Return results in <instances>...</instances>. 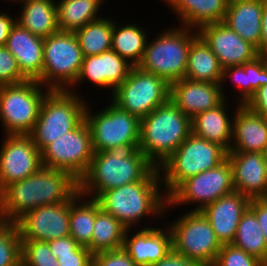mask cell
<instances>
[{
  "label": "cell",
  "instance_id": "obj_1",
  "mask_svg": "<svg viewBox=\"0 0 267 266\" xmlns=\"http://www.w3.org/2000/svg\"><path fill=\"white\" fill-rule=\"evenodd\" d=\"M78 191L79 181L69 172L42 166L29 177L0 191V220L16 222L26 212L65 202Z\"/></svg>",
  "mask_w": 267,
  "mask_h": 266
},
{
  "label": "cell",
  "instance_id": "obj_2",
  "mask_svg": "<svg viewBox=\"0 0 267 266\" xmlns=\"http://www.w3.org/2000/svg\"><path fill=\"white\" fill-rule=\"evenodd\" d=\"M139 144L94 152L87 172L79 180V192L96 199L106 190L143 180L156 166L142 153Z\"/></svg>",
  "mask_w": 267,
  "mask_h": 266
},
{
  "label": "cell",
  "instance_id": "obj_3",
  "mask_svg": "<svg viewBox=\"0 0 267 266\" xmlns=\"http://www.w3.org/2000/svg\"><path fill=\"white\" fill-rule=\"evenodd\" d=\"M96 200L105 212L114 216L127 229H140V223L148 216H155L154 219H160L159 222L167 217L164 214L168 197L162 188L158 167L143 180L106 190Z\"/></svg>",
  "mask_w": 267,
  "mask_h": 266
},
{
  "label": "cell",
  "instance_id": "obj_4",
  "mask_svg": "<svg viewBox=\"0 0 267 266\" xmlns=\"http://www.w3.org/2000/svg\"><path fill=\"white\" fill-rule=\"evenodd\" d=\"M191 133V118L168 99L141 119L139 149L159 167Z\"/></svg>",
  "mask_w": 267,
  "mask_h": 266
},
{
  "label": "cell",
  "instance_id": "obj_5",
  "mask_svg": "<svg viewBox=\"0 0 267 266\" xmlns=\"http://www.w3.org/2000/svg\"><path fill=\"white\" fill-rule=\"evenodd\" d=\"M199 36L198 30L186 26L167 27L146 43L138 67L163 78L169 85L185 77L191 43Z\"/></svg>",
  "mask_w": 267,
  "mask_h": 266
},
{
  "label": "cell",
  "instance_id": "obj_6",
  "mask_svg": "<svg viewBox=\"0 0 267 266\" xmlns=\"http://www.w3.org/2000/svg\"><path fill=\"white\" fill-rule=\"evenodd\" d=\"M226 159L222 146L191 133L158 167L165 195L168 197L187 178L214 169Z\"/></svg>",
  "mask_w": 267,
  "mask_h": 266
},
{
  "label": "cell",
  "instance_id": "obj_7",
  "mask_svg": "<svg viewBox=\"0 0 267 266\" xmlns=\"http://www.w3.org/2000/svg\"><path fill=\"white\" fill-rule=\"evenodd\" d=\"M86 96L69 90H50L44 97L39 116L30 133L42 151L66 132L75 129L84 119L88 104Z\"/></svg>",
  "mask_w": 267,
  "mask_h": 266
},
{
  "label": "cell",
  "instance_id": "obj_8",
  "mask_svg": "<svg viewBox=\"0 0 267 266\" xmlns=\"http://www.w3.org/2000/svg\"><path fill=\"white\" fill-rule=\"evenodd\" d=\"M50 89L36 80L0 86V126L6 134H30Z\"/></svg>",
  "mask_w": 267,
  "mask_h": 266
},
{
  "label": "cell",
  "instance_id": "obj_9",
  "mask_svg": "<svg viewBox=\"0 0 267 266\" xmlns=\"http://www.w3.org/2000/svg\"><path fill=\"white\" fill-rule=\"evenodd\" d=\"M74 32L58 31L44 38L41 84L50 90H69L83 62Z\"/></svg>",
  "mask_w": 267,
  "mask_h": 266
},
{
  "label": "cell",
  "instance_id": "obj_10",
  "mask_svg": "<svg viewBox=\"0 0 267 266\" xmlns=\"http://www.w3.org/2000/svg\"><path fill=\"white\" fill-rule=\"evenodd\" d=\"M172 234V249L202 266H213L222 247L201 211H185L166 222Z\"/></svg>",
  "mask_w": 267,
  "mask_h": 266
},
{
  "label": "cell",
  "instance_id": "obj_11",
  "mask_svg": "<svg viewBox=\"0 0 267 266\" xmlns=\"http://www.w3.org/2000/svg\"><path fill=\"white\" fill-rule=\"evenodd\" d=\"M234 191L232 166L226 159L214 169L206 170L183 181L169 196L165 208L192 206L190 211H201L208 204ZM197 204V205H196Z\"/></svg>",
  "mask_w": 267,
  "mask_h": 266
},
{
  "label": "cell",
  "instance_id": "obj_12",
  "mask_svg": "<svg viewBox=\"0 0 267 266\" xmlns=\"http://www.w3.org/2000/svg\"><path fill=\"white\" fill-rule=\"evenodd\" d=\"M91 107L88 103L85 121L91 132L94 152L108 151L117 145L140 143L141 120L138 117L121 110L112 101L98 112Z\"/></svg>",
  "mask_w": 267,
  "mask_h": 266
},
{
  "label": "cell",
  "instance_id": "obj_13",
  "mask_svg": "<svg viewBox=\"0 0 267 266\" xmlns=\"http://www.w3.org/2000/svg\"><path fill=\"white\" fill-rule=\"evenodd\" d=\"M170 96V85L152 73L132 67L123 83L109 96L121 110L140 120L164 104Z\"/></svg>",
  "mask_w": 267,
  "mask_h": 266
},
{
  "label": "cell",
  "instance_id": "obj_14",
  "mask_svg": "<svg viewBox=\"0 0 267 266\" xmlns=\"http://www.w3.org/2000/svg\"><path fill=\"white\" fill-rule=\"evenodd\" d=\"M94 150L85 119L73 130L48 144L41 151L43 167L69 172L78 181L87 172Z\"/></svg>",
  "mask_w": 267,
  "mask_h": 266
},
{
  "label": "cell",
  "instance_id": "obj_15",
  "mask_svg": "<svg viewBox=\"0 0 267 266\" xmlns=\"http://www.w3.org/2000/svg\"><path fill=\"white\" fill-rule=\"evenodd\" d=\"M0 146V191L23 180L42 167L41 151L30 134L2 135Z\"/></svg>",
  "mask_w": 267,
  "mask_h": 266
},
{
  "label": "cell",
  "instance_id": "obj_16",
  "mask_svg": "<svg viewBox=\"0 0 267 266\" xmlns=\"http://www.w3.org/2000/svg\"><path fill=\"white\" fill-rule=\"evenodd\" d=\"M79 194L78 191L65 202L40 206L26 212L16 221L21 240L47 242L69 236L70 203Z\"/></svg>",
  "mask_w": 267,
  "mask_h": 266
},
{
  "label": "cell",
  "instance_id": "obj_17",
  "mask_svg": "<svg viewBox=\"0 0 267 266\" xmlns=\"http://www.w3.org/2000/svg\"><path fill=\"white\" fill-rule=\"evenodd\" d=\"M133 66L120 57L115 51L109 50L99 55L83 57V62L75 84L70 92L78 93V86L84 81L98 88L108 89L110 96L123 83ZM76 90V91H75Z\"/></svg>",
  "mask_w": 267,
  "mask_h": 266
},
{
  "label": "cell",
  "instance_id": "obj_18",
  "mask_svg": "<svg viewBox=\"0 0 267 266\" xmlns=\"http://www.w3.org/2000/svg\"><path fill=\"white\" fill-rule=\"evenodd\" d=\"M198 33L217 56L223 68L243 65L259 56L254 45L243 40L224 22L202 25Z\"/></svg>",
  "mask_w": 267,
  "mask_h": 266
},
{
  "label": "cell",
  "instance_id": "obj_19",
  "mask_svg": "<svg viewBox=\"0 0 267 266\" xmlns=\"http://www.w3.org/2000/svg\"><path fill=\"white\" fill-rule=\"evenodd\" d=\"M122 249L137 266H149L172 249V234L166 223L159 228L147 225L140 229H127Z\"/></svg>",
  "mask_w": 267,
  "mask_h": 266
},
{
  "label": "cell",
  "instance_id": "obj_20",
  "mask_svg": "<svg viewBox=\"0 0 267 266\" xmlns=\"http://www.w3.org/2000/svg\"><path fill=\"white\" fill-rule=\"evenodd\" d=\"M232 166L234 190L254 198H267V160L263 153L227 152Z\"/></svg>",
  "mask_w": 267,
  "mask_h": 266
},
{
  "label": "cell",
  "instance_id": "obj_21",
  "mask_svg": "<svg viewBox=\"0 0 267 266\" xmlns=\"http://www.w3.org/2000/svg\"><path fill=\"white\" fill-rule=\"evenodd\" d=\"M169 99L189 118L220 105L225 97L219 83L183 78L170 84Z\"/></svg>",
  "mask_w": 267,
  "mask_h": 266
},
{
  "label": "cell",
  "instance_id": "obj_22",
  "mask_svg": "<svg viewBox=\"0 0 267 266\" xmlns=\"http://www.w3.org/2000/svg\"><path fill=\"white\" fill-rule=\"evenodd\" d=\"M250 201L249 197L234 190L201 210L221 245L233 243L238 224Z\"/></svg>",
  "mask_w": 267,
  "mask_h": 266
},
{
  "label": "cell",
  "instance_id": "obj_23",
  "mask_svg": "<svg viewBox=\"0 0 267 266\" xmlns=\"http://www.w3.org/2000/svg\"><path fill=\"white\" fill-rule=\"evenodd\" d=\"M5 47L15 56L21 73L41 84L44 38L31 33L19 23L13 26Z\"/></svg>",
  "mask_w": 267,
  "mask_h": 266
},
{
  "label": "cell",
  "instance_id": "obj_24",
  "mask_svg": "<svg viewBox=\"0 0 267 266\" xmlns=\"http://www.w3.org/2000/svg\"><path fill=\"white\" fill-rule=\"evenodd\" d=\"M267 144V119L240 105L234 113L230 151L262 153Z\"/></svg>",
  "mask_w": 267,
  "mask_h": 266
},
{
  "label": "cell",
  "instance_id": "obj_25",
  "mask_svg": "<svg viewBox=\"0 0 267 266\" xmlns=\"http://www.w3.org/2000/svg\"><path fill=\"white\" fill-rule=\"evenodd\" d=\"M225 99L215 108L201 112L191 119L192 133L222 146L227 152L230 151L233 130V118L235 110L241 105L237 103L234 112L230 115ZM230 115V116H229Z\"/></svg>",
  "mask_w": 267,
  "mask_h": 266
},
{
  "label": "cell",
  "instance_id": "obj_26",
  "mask_svg": "<svg viewBox=\"0 0 267 266\" xmlns=\"http://www.w3.org/2000/svg\"><path fill=\"white\" fill-rule=\"evenodd\" d=\"M177 16L181 26L199 29L202 25L223 22L229 0H162Z\"/></svg>",
  "mask_w": 267,
  "mask_h": 266
},
{
  "label": "cell",
  "instance_id": "obj_27",
  "mask_svg": "<svg viewBox=\"0 0 267 266\" xmlns=\"http://www.w3.org/2000/svg\"><path fill=\"white\" fill-rule=\"evenodd\" d=\"M265 0H229L223 20L243 40L257 47L261 37V17Z\"/></svg>",
  "mask_w": 267,
  "mask_h": 266
},
{
  "label": "cell",
  "instance_id": "obj_28",
  "mask_svg": "<svg viewBox=\"0 0 267 266\" xmlns=\"http://www.w3.org/2000/svg\"><path fill=\"white\" fill-rule=\"evenodd\" d=\"M56 1L20 0L16 3L21 6V11L17 14V23L42 38L55 34L59 31Z\"/></svg>",
  "mask_w": 267,
  "mask_h": 266
},
{
  "label": "cell",
  "instance_id": "obj_29",
  "mask_svg": "<svg viewBox=\"0 0 267 266\" xmlns=\"http://www.w3.org/2000/svg\"><path fill=\"white\" fill-rule=\"evenodd\" d=\"M116 21H113L111 50L136 67L143 58L146 43L151 33H149V29L145 30V27L140 26L141 24L137 25V23L132 22L127 24L126 22L122 25L117 24Z\"/></svg>",
  "mask_w": 267,
  "mask_h": 266
},
{
  "label": "cell",
  "instance_id": "obj_30",
  "mask_svg": "<svg viewBox=\"0 0 267 266\" xmlns=\"http://www.w3.org/2000/svg\"><path fill=\"white\" fill-rule=\"evenodd\" d=\"M223 67L217 56L206 42L198 36L190 45L186 79L209 83H219L222 78Z\"/></svg>",
  "mask_w": 267,
  "mask_h": 266
},
{
  "label": "cell",
  "instance_id": "obj_31",
  "mask_svg": "<svg viewBox=\"0 0 267 266\" xmlns=\"http://www.w3.org/2000/svg\"><path fill=\"white\" fill-rule=\"evenodd\" d=\"M105 3V0H58L59 31L75 32L87 23L102 18L99 13H102L100 10Z\"/></svg>",
  "mask_w": 267,
  "mask_h": 266
},
{
  "label": "cell",
  "instance_id": "obj_32",
  "mask_svg": "<svg viewBox=\"0 0 267 266\" xmlns=\"http://www.w3.org/2000/svg\"><path fill=\"white\" fill-rule=\"evenodd\" d=\"M126 230L127 228L114 216L105 212L97 201V214L92 232V242L87 248L93 254L121 249Z\"/></svg>",
  "mask_w": 267,
  "mask_h": 266
},
{
  "label": "cell",
  "instance_id": "obj_33",
  "mask_svg": "<svg viewBox=\"0 0 267 266\" xmlns=\"http://www.w3.org/2000/svg\"><path fill=\"white\" fill-rule=\"evenodd\" d=\"M97 214V200L81 193L70 203V236L81 246L92 242V232Z\"/></svg>",
  "mask_w": 267,
  "mask_h": 266
},
{
  "label": "cell",
  "instance_id": "obj_34",
  "mask_svg": "<svg viewBox=\"0 0 267 266\" xmlns=\"http://www.w3.org/2000/svg\"><path fill=\"white\" fill-rule=\"evenodd\" d=\"M102 18L89 22L74 32L84 57L99 55L111 50L113 31L112 18Z\"/></svg>",
  "mask_w": 267,
  "mask_h": 266
},
{
  "label": "cell",
  "instance_id": "obj_35",
  "mask_svg": "<svg viewBox=\"0 0 267 266\" xmlns=\"http://www.w3.org/2000/svg\"><path fill=\"white\" fill-rule=\"evenodd\" d=\"M232 244L267 265L266 239L255 213L249 207L241 217Z\"/></svg>",
  "mask_w": 267,
  "mask_h": 266
},
{
  "label": "cell",
  "instance_id": "obj_36",
  "mask_svg": "<svg viewBox=\"0 0 267 266\" xmlns=\"http://www.w3.org/2000/svg\"><path fill=\"white\" fill-rule=\"evenodd\" d=\"M21 247L16 222L0 220V266H21Z\"/></svg>",
  "mask_w": 267,
  "mask_h": 266
},
{
  "label": "cell",
  "instance_id": "obj_37",
  "mask_svg": "<svg viewBox=\"0 0 267 266\" xmlns=\"http://www.w3.org/2000/svg\"><path fill=\"white\" fill-rule=\"evenodd\" d=\"M21 266H59L48 243L38 240H21Z\"/></svg>",
  "mask_w": 267,
  "mask_h": 266
},
{
  "label": "cell",
  "instance_id": "obj_38",
  "mask_svg": "<svg viewBox=\"0 0 267 266\" xmlns=\"http://www.w3.org/2000/svg\"><path fill=\"white\" fill-rule=\"evenodd\" d=\"M213 266H267L233 244L222 245Z\"/></svg>",
  "mask_w": 267,
  "mask_h": 266
},
{
  "label": "cell",
  "instance_id": "obj_39",
  "mask_svg": "<svg viewBox=\"0 0 267 266\" xmlns=\"http://www.w3.org/2000/svg\"><path fill=\"white\" fill-rule=\"evenodd\" d=\"M245 70V104L262 86L267 85V72L264 69V56H257L254 60L244 63Z\"/></svg>",
  "mask_w": 267,
  "mask_h": 266
},
{
  "label": "cell",
  "instance_id": "obj_40",
  "mask_svg": "<svg viewBox=\"0 0 267 266\" xmlns=\"http://www.w3.org/2000/svg\"><path fill=\"white\" fill-rule=\"evenodd\" d=\"M28 80L20 71L15 56L0 46V86L17 84Z\"/></svg>",
  "mask_w": 267,
  "mask_h": 266
},
{
  "label": "cell",
  "instance_id": "obj_41",
  "mask_svg": "<svg viewBox=\"0 0 267 266\" xmlns=\"http://www.w3.org/2000/svg\"><path fill=\"white\" fill-rule=\"evenodd\" d=\"M230 80L231 83H233V89H235L237 92L236 96L234 97L235 100V104L239 103L241 105H245V70L243 68L242 65H232V66H228V67H224L223 68V72H222V78H221V82H220V86L222 89V94L225 97V99H229L227 98L228 96L225 95V92L223 89H225L223 86L227 85L224 84L226 83V80ZM238 95V96H237Z\"/></svg>",
  "mask_w": 267,
  "mask_h": 266
},
{
  "label": "cell",
  "instance_id": "obj_42",
  "mask_svg": "<svg viewBox=\"0 0 267 266\" xmlns=\"http://www.w3.org/2000/svg\"><path fill=\"white\" fill-rule=\"evenodd\" d=\"M92 266H137L121 248L93 254Z\"/></svg>",
  "mask_w": 267,
  "mask_h": 266
},
{
  "label": "cell",
  "instance_id": "obj_43",
  "mask_svg": "<svg viewBox=\"0 0 267 266\" xmlns=\"http://www.w3.org/2000/svg\"><path fill=\"white\" fill-rule=\"evenodd\" d=\"M93 253L79 245L71 254L58 255L59 266H92Z\"/></svg>",
  "mask_w": 267,
  "mask_h": 266
},
{
  "label": "cell",
  "instance_id": "obj_44",
  "mask_svg": "<svg viewBox=\"0 0 267 266\" xmlns=\"http://www.w3.org/2000/svg\"><path fill=\"white\" fill-rule=\"evenodd\" d=\"M245 105L267 119V85L260 87Z\"/></svg>",
  "mask_w": 267,
  "mask_h": 266
},
{
  "label": "cell",
  "instance_id": "obj_45",
  "mask_svg": "<svg viewBox=\"0 0 267 266\" xmlns=\"http://www.w3.org/2000/svg\"><path fill=\"white\" fill-rule=\"evenodd\" d=\"M52 254L57 258L58 255L71 254L79 244L69 235L64 238L47 241Z\"/></svg>",
  "mask_w": 267,
  "mask_h": 266
},
{
  "label": "cell",
  "instance_id": "obj_46",
  "mask_svg": "<svg viewBox=\"0 0 267 266\" xmlns=\"http://www.w3.org/2000/svg\"><path fill=\"white\" fill-rule=\"evenodd\" d=\"M149 266H202L199 262L191 260L171 249L161 260Z\"/></svg>",
  "mask_w": 267,
  "mask_h": 266
},
{
  "label": "cell",
  "instance_id": "obj_47",
  "mask_svg": "<svg viewBox=\"0 0 267 266\" xmlns=\"http://www.w3.org/2000/svg\"><path fill=\"white\" fill-rule=\"evenodd\" d=\"M249 208L255 213L267 244V198L251 199Z\"/></svg>",
  "mask_w": 267,
  "mask_h": 266
},
{
  "label": "cell",
  "instance_id": "obj_48",
  "mask_svg": "<svg viewBox=\"0 0 267 266\" xmlns=\"http://www.w3.org/2000/svg\"><path fill=\"white\" fill-rule=\"evenodd\" d=\"M0 11V46H5L9 33L17 22V16H11L7 11L6 13Z\"/></svg>",
  "mask_w": 267,
  "mask_h": 266
},
{
  "label": "cell",
  "instance_id": "obj_49",
  "mask_svg": "<svg viewBox=\"0 0 267 266\" xmlns=\"http://www.w3.org/2000/svg\"><path fill=\"white\" fill-rule=\"evenodd\" d=\"M256 50L259 56L267 55V0L264 1L261 17V37Z\"/></svg>",
  "mask_w": 267,
  "mask_h": 266
},
{
  "label": "cell",
  "instance_id": "obj_50",
  "mask_svg": "<svg viewBox=\"0 0 267 266\" xmlns=\"http://www.w3.org/2000/svg\"><path fill=\"white\" fill-rule=\"evenodd\" d=\"M262 153H263L264 158L267 160V144L265 145V148Z\"/></svg>",
  "mask_w": 267,
  "mask_h": 266
},
{
  "label": "cell",
  "instance_id": "obj_51",
  "mask_svg": "<svg viewBox=\"0 0 267 266\" xmlns=\"http://www.w3.org/2000/svg\"><path fill=\"white\" fill-rule=\"evenodd\" d=\"M264 69L267 72V55H264Z\"/></svg>",
  "mask_w": 267,
  "mask_h": 266
},
{
  "label": "cell",
  "instance_id": "obj_52",
  "mask_svg": "<svg viewBox=\"0 0 267 266\" xmlns=\"http://www.w3.org/2000/svg\"><path fill=\"white\" fill-rule=\"evenodd\" d=\"M6 1H8V0H6ZM12 2L13 1V3H15V2H19L20 0H9V2Z\"/></svg>",
  "mask_w": 267,
  "mask_h": 266
}]
</instances>
